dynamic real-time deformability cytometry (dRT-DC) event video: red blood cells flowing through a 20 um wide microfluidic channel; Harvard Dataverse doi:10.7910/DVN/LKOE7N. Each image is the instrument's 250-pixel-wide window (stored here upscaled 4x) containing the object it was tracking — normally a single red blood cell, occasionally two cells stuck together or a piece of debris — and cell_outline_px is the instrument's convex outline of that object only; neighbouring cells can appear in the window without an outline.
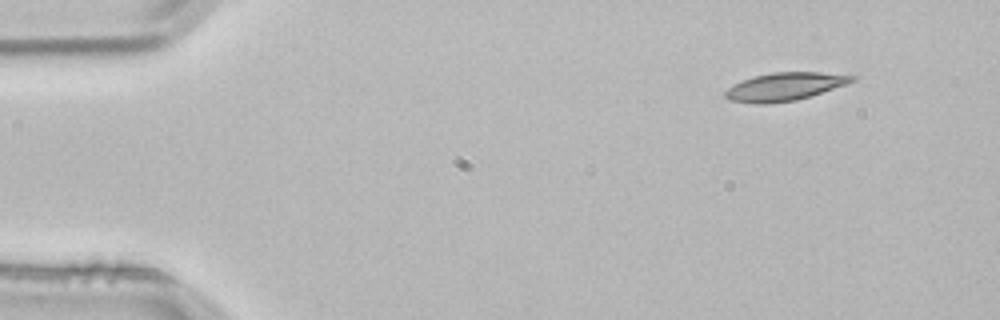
{"species": "common noctule bat (a hibernating species)", "species_latin": "Nyctalus noctula", "temperature_condition": "room temperature", "stored_images_in_passage": 3, "camera_frame_rate_fps": 3000, "um_per_image_px": 0.085, "animal": {"sex": "male", "body_mass_g": 21.5, "forearm_length_mm": 52.0}, "frame": {"image": 1, "passage_image": 1, "time_ms": 0.0, "image_size_px": [1000, 320], "cell_outline_px": [[856, 80], [796, 100], [764, 104], [756, 104], [728, 100], [724, 96], [724, 92], [732, 84], [740, 80], [772, 72], [820, 72], [856, 76]], "centroid_in_image_um": [66.61, 7.36], "position_along_channel_um": 18.4, "area_um2": 20.46}}
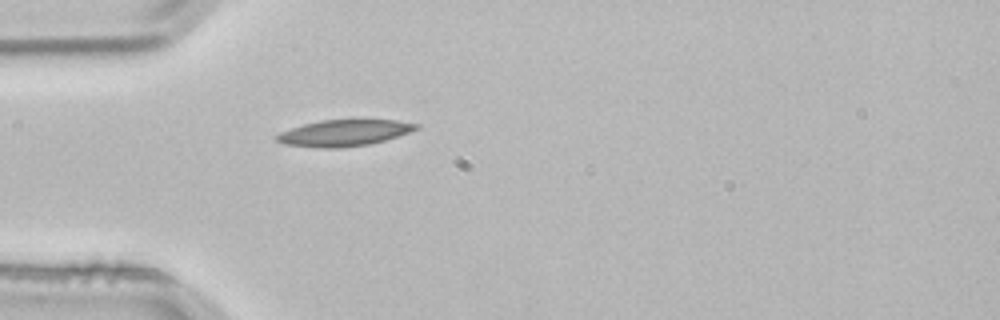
{"frame": {"image": 2, "passage_image": 3, "time_ms": 0.667, "image_size_px": [1000, 320], "cell_outline_px": [[420, 128], [384, 140], [368, 144], [340, 148], [324, 148], [284, 144], [276, 140], [272, 136], [280, 132], [304, 124], [320, 120], [356, 116], [368, 116], [396, 120], [420, 124]], "centroid_in_image_um": [29.29, 11.22], "position_along_channel_um": 55.7, "area_um2": 22.48}}